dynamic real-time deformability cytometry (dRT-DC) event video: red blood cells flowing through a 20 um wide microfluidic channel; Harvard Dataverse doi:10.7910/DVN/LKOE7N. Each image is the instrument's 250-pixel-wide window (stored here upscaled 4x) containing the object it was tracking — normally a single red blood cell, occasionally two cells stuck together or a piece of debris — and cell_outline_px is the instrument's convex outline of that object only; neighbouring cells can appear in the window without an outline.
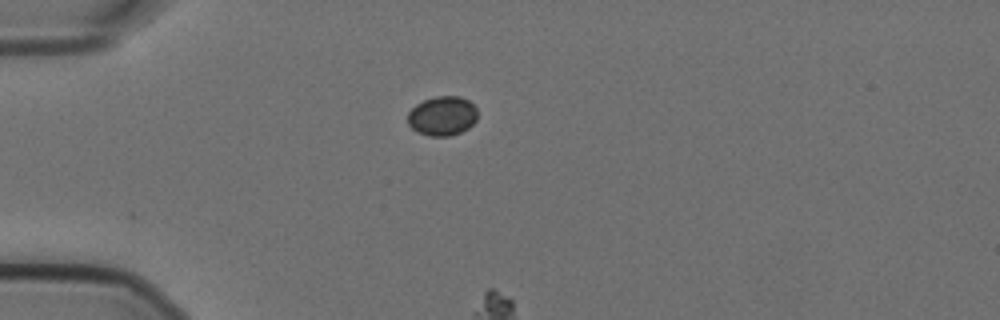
{"species": "Egyptian fruit bat (a non-hibernating species)", "species_latin": "Rousettus aegyptiacus", "temperature_condition": "cold", "stored_images_in_passage": 3, "camera_frame_rate_fps": 3000, "um_per_image_px": 0.085, "animal": {"sex": "female"}, "frame": {"image": 1, "passage_image": 1, "time_ms": 0.0, "image_size_px": [1000, 320], "cell_outline_px": [[476, 120], [468, 128], [460, 132], [448, 136], [428, 136], [412, 128], [408, 124], [408, 112], [416, 104], [424, 100], [436, 96], [460, 96], [468, 100], [476, 108]], "centroid_in_image_um": [37.59, 9.84], "position_along_channel_um": 47.4, "area_um2": 15.9}}